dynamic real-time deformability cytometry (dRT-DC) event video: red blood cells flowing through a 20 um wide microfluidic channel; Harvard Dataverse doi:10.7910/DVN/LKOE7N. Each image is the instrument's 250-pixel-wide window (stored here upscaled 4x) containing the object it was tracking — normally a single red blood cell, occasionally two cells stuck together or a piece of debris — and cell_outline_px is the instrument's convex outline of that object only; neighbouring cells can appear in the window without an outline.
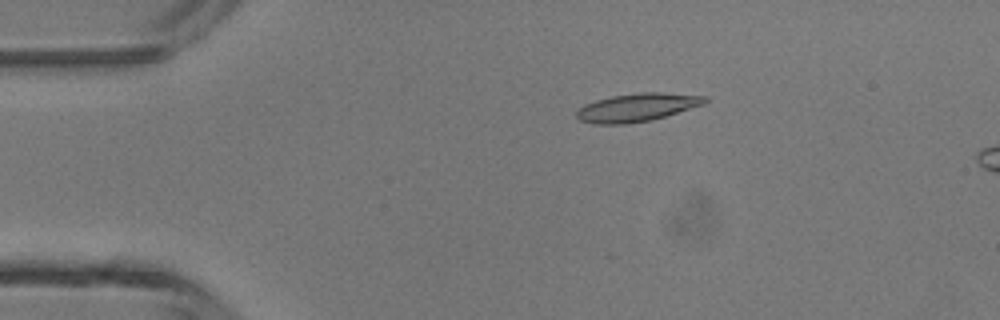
{"species": "common noctule bat (a hibernating species)", "species_latin": "Nyctalus noctula", "temperature_condition": "room temperature", "stored_images_in_passage": 4, "camera_frame_rate_fps": 3000, "um_per_image_px": 0.085, "animal": {"sex": "male", "body_mass_g": 13.3}, "frame": {"image": 1, "passage_image": 3, "time_ms": 0.667, "image_size_px": [1000, 320], "cell_outline_px": [[708, 100], [704, 104], [652, 120], [628, 124], [592, 124], [580, 120], [576, 116], [576, 112], [584, 104], [596, 100], [612, 96], [640, 92], [664, 92], [708, 96]], "centroid_in_image_um": [54.16, 9.13], "position_along_channel_um": 30.8, "area_um2": 21.15}}